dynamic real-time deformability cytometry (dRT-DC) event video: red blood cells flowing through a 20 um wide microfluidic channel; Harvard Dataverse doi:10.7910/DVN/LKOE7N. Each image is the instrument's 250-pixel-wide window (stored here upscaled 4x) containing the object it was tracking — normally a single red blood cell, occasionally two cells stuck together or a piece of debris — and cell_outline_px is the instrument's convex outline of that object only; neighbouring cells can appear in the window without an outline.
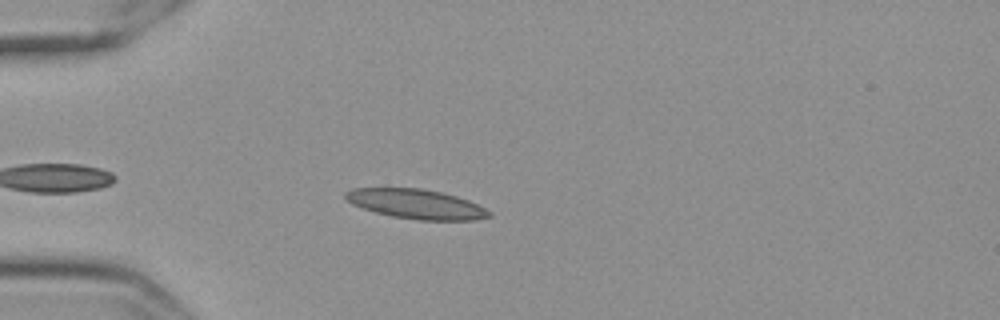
{"species": "Egyptian fruit bat (a non-hibernating species)", "species_latin": "Rousettus aegyptiacus", "temperature_condition": "cold", "stored_images_in_passage": 44, "camera_frame_rate_fps": 3000, "um_per_image_px": 0.085, "frame": {"image": 1, "passage_image": 6, "time_ms": 1.667, "image_size_px": [1000, 320], "cell_outline_px": [[492, 216], [472, 220], [420, 220], [392, 216], [376, 212], [352, 204], [344, 196], [344, 192], [352, 188], [424, 188], [456, 196], [468, 200], [492, 212]], "centroid_in_image_um": [35.37, 17.33], "position_along_channel_um": 49.6, "area_um2": 24.57}}
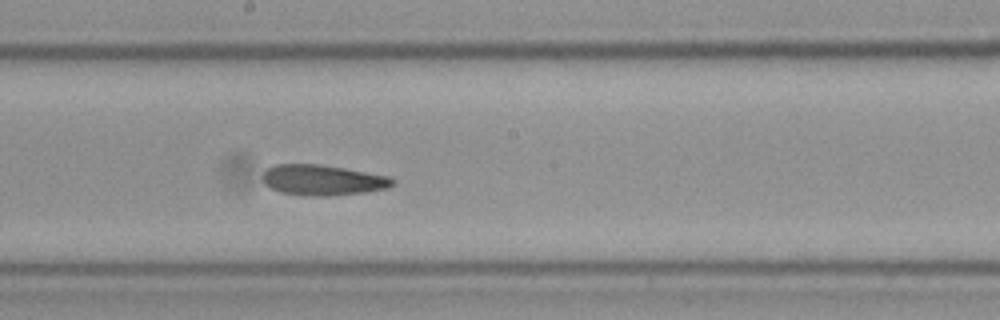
{"frame": {"image": 2, "passage_image": 22, "time_ms": 7.0, "image_size_px": [1000, 320], "cell_outline_px": [[396, 184], [388, 188], [368, 192], [328, 196], [304, 196], [280, 192], [268, 188], [264, 184], [264, 172], [268, 168], [276, 164], [320, 164], [344, 168], [388, 176], [396, 180]], "centroid_in_image_um": [27.45, 15.32], "position_along_channel_um": 220.8, "area_um2": 23.35}}
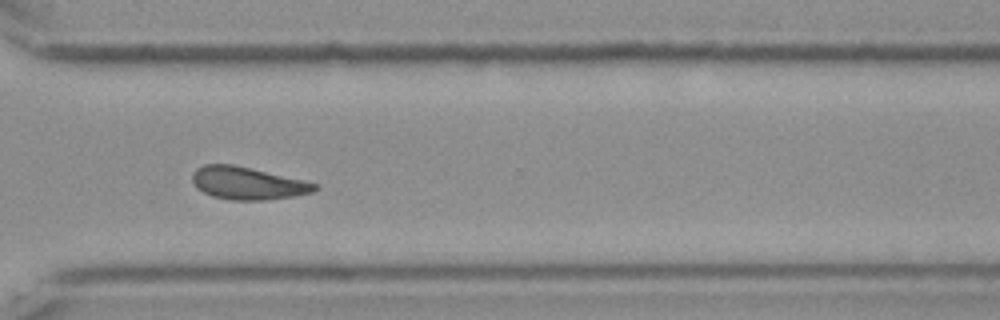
{"frame": {"image": 3, "passage_image": 33, "time_ms": 10.667, "image_size_px": [1000, 320], "cell_outline_px": [[320, 188], [312, 192], [296, 196], [268, 200], [232, 200], [212, 196], [196, 188], [192, 180], [192, 172], [196, 168], [204, 164], [232, 164], [304, 180], [316, 184]], "centroid_in_image_um": [21.03, 15.58], "position_along_channel_um": 349.6, "area_um2": 23.29}, "authors_computed_cell_mechanics": {"area_um2": 22.9755, "velocity_mm_per_s": 3.5147, "shape_relaxation_time_tau1_ms": null, "shape_relaxation_time_tau2_ms": 5.9696, "deformation_change_tau1": null, "deformation_change_tau2": 0.1236}}